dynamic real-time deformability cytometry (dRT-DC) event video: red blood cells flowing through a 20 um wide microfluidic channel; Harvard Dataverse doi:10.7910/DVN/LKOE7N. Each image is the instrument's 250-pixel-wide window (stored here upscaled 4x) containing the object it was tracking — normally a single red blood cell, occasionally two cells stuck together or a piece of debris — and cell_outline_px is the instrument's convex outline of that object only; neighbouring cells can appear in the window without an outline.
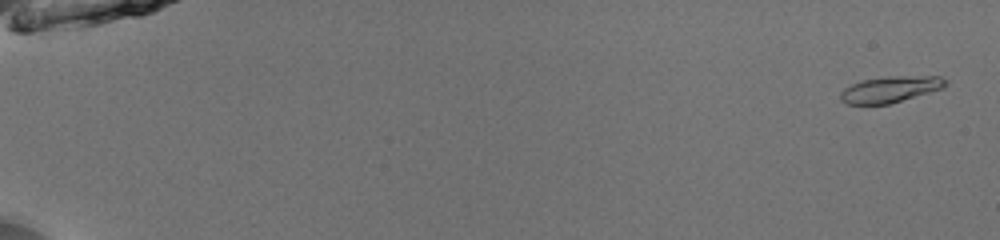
{"species": "common noctule bat (a hibernating species)", "species_latin": "Nyctalus noctula", "temperature_condition": "room temperature", "stored_images_in_passage": 53, "camera_frame_rate_fps": 3000, "um_per_image_px": 0.085, "animal": {"sex": "male", "body_mass_g": 13.0, "forearm_length_mm": 53.1}, "frame": {"image": 1, "passage_image": 2, "time_ms": 0.333, "image_size_px": [1000, 240], "cell_outline_px": [[948, 84], [944, 88], [888, 104], [848, 104], [840, 100], [840, 92], [844, 88], [860, 80], [888, 76], [940, 76], [948, 80]], "centroid_in_image_um": [75.69, 7.58], "position_along_channel_um": 9.3, "area_um2": 16.13}}
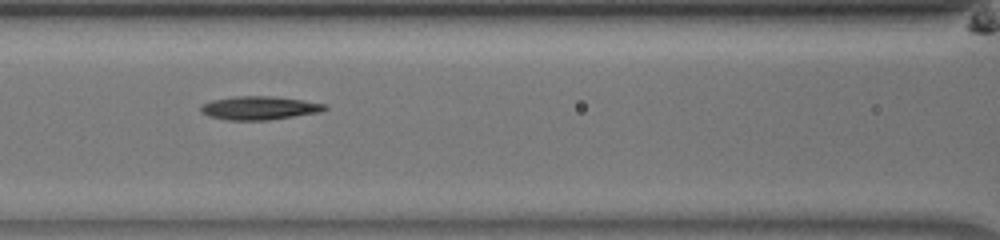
{"frame": {"image": 2, "passage_image": 26, "time_ms": 8.333, "image_size_px": [1000, 240], "cell_outline_px": [[328, 108], [320, 112], [268, 120], [228, 120], [208, 116], [200, 112], [200, 104], [212, 100], [236, 96], [272, 96], [304, 100], [324, 104]], "centroid_in_image_um": [22.0, 9.17], "position_along_channel_um": 144.6, "area_um2": 16.99}}
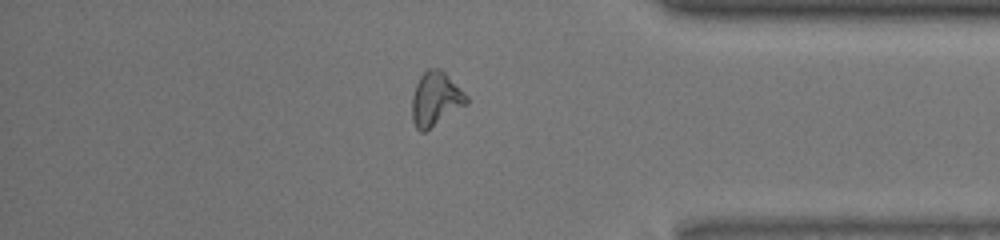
{"frame": {"image": 3, "passage_image": 46, "time_ms": 15.0, "image_size_px": [1000, 240], "cell_outline_px": [[468, 104], [424, 132], [420, 132], [416, 128], [412, 120], [412, 96], [416, 84], [420, 76], [428, 68], [440, 68], [468, 96]], "centroid_in_image_um": [37.02, 8.42], "position_along_channel_um": 398.2, "area_um2": 17.11}, "authors_computed_cell_mechanics": {"area_um2": 16.2418, "velocity_mm_per_s": 4.0011, "shape_relaxation_time_tau1_ms": 4.6045, "shape_relaxation_time_tau2_ms": null, "deformation_change_tau1": 0.1603, "deformation_change_tau2": null}}